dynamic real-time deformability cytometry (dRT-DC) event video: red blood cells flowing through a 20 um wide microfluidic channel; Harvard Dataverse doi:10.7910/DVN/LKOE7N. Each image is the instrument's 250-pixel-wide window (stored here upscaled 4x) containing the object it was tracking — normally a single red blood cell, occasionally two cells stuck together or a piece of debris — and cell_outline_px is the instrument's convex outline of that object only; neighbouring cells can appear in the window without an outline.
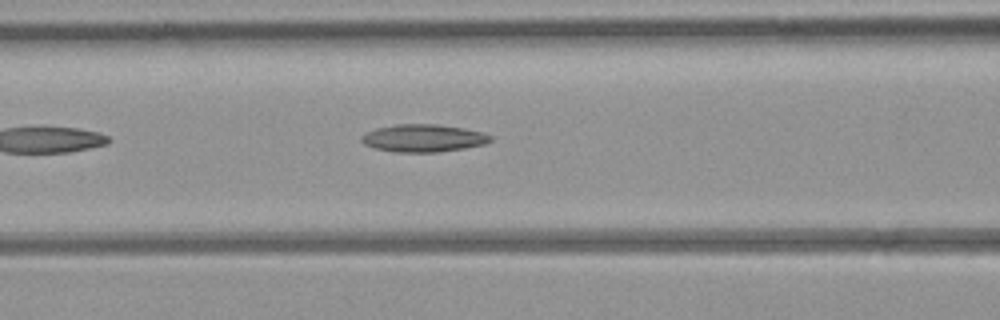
{"species": "common noctule bat (a hibernating species)", "species_latin": "Nyctalus noctula", "temperature_condition": "room temperature", "stored_images_in_passage": 5, "camera_frame_rate_fps": 3000, "um_per_image_px": 0.085, "animal": {"sex": "female", "body_mass_g": 21.9}, "frame": {"image": 1, "passage_image": 5, "time_ms": 5.333, "image_size_px": [1000, 320], "cell_outline_px": [[492, 140], [484, 144], [464, 148], [440, 152], [392, 152], [376, 148], [364, 144], [360, 140], [360, 136], [376, 128], [396, 124], [436, 124], [464, 128], [484, 132], [492, 136]], "centroid_in_image_um": [35.99, 11.74], "position_along_channel_um": 130.6, "area_um2": 20.81}}